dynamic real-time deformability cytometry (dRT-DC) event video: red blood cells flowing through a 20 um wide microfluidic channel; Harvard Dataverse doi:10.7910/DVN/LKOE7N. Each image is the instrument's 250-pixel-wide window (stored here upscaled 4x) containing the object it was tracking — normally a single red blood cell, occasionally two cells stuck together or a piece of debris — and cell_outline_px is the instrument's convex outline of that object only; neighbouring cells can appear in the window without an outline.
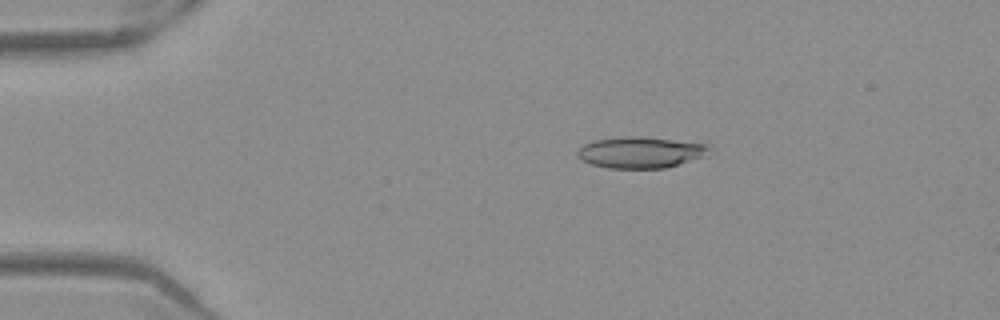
{"species": "Egyptian fruit bat (a non-hibernating species)", "species_latin": "Rousettus aegyptiacus", "temperature_condition": "warm", "stored_images_in_passage": 52, "camera_frame_rate_fps": 3000, "um_per_image_px": 0.085, "frame": {"image": 1, "passage_image": 10, "time_ms": 3.0, "image_size_px": [1000, 320], "cell_outline_px": [[708, 148], [700, 156], [664, 168], [608, 168], [592, 164], [580, 160], [576, 156], [576, 152], [584, 144], [592, 140], [624, 136], [636, 136], [708, 144]], "centroid_in_image_um": [54.29, 12.94], "position_along_channel_um": 30.7, "area_um2": 23.41}}
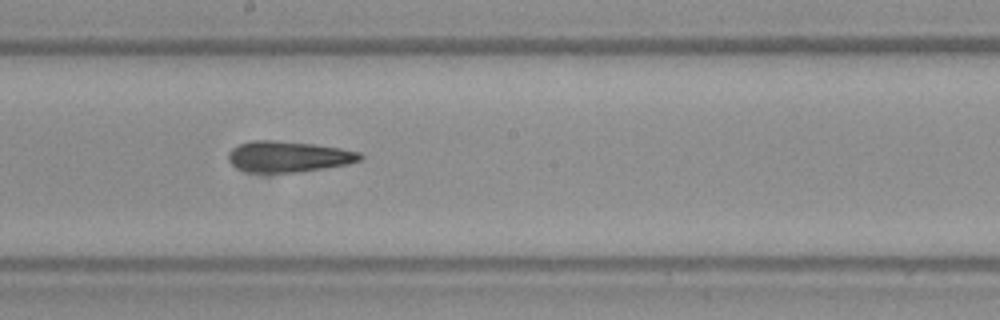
{"frame": {"image": 2, "passage_image": 29, "time_ms": 9.333, "image_size_px": [1000, 320], "cell_outline_px": [[364, 156], [360, 160], [348, 164], [300, 172], [248, 172], [236, 168], [228, 160], [228, 152], [232, 148], [240, 144], [252, 140], [276, 140], [312, 144], [340, 148], [360, 152]], "centroid_in_image_um": [24.5, 13.31], "position_along_channel_um": 223.7, "area_um2": 23.76}}
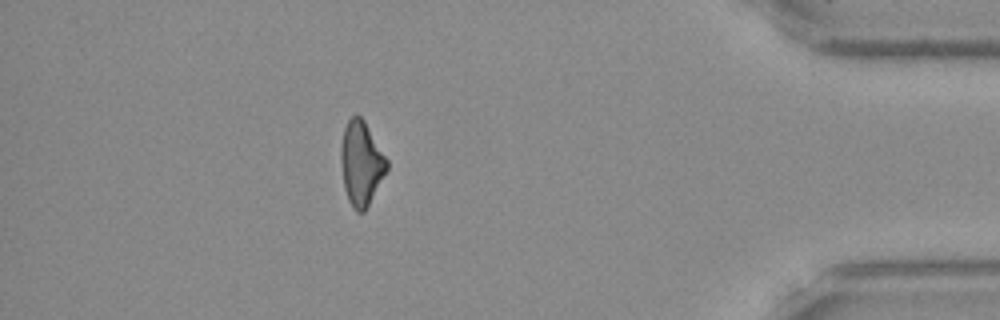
{"frame": {"image": 3, "passage_image": 46, "time_ms": 15.0, "image_size_px": [1000, 320], "cell_outline_px": [[388, 168], [364, 212], [356, 212], [352, 208], [348, 200], [344, 188], [340, 164], [340, 148], [344, 128], [348, 120], [356, 112], [364, 120], [388, 160]], "centroid_in_image_um": [30.68, 13.87], "position_along_channel_um": 404.5, "area_um2": 22.6}, "authors_computed_cell_mechanics": {"area_um2": 23.6691, "velocity_mm_per_s": 3.9629, "shape_relaxation_time_tau1_ms": null, "shape_relaxation_time_tau2_ms": 8.6834, "deformation_change_tau1": null, "deformation_change_tau2": 0.2242}}